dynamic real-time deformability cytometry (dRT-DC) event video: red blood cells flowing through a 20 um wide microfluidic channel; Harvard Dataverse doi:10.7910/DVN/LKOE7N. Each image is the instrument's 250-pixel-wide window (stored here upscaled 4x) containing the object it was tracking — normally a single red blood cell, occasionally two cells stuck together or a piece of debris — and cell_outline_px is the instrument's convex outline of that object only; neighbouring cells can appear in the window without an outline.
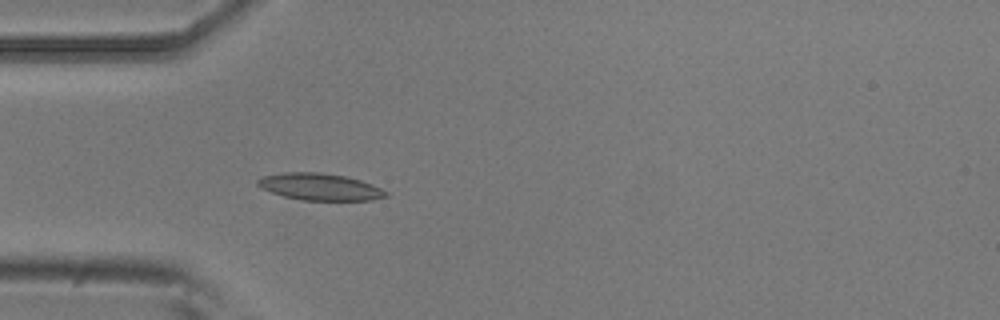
{"species": "common noctule bat (a hibernating species)", "species_latin": "Nyctalus noctula", "temperature_condition": "room temperature", "stored_images_in_passage": 5, "camera_frame_rate_fps": 3000, "um_per_image_px": 0.085, "animal": {"sex": "male", "body_mass_g": 20.5, "forearm_length_mm": 52.5}, "frame": {"image": 1, "passage_image": 5, "time_ms": 1.333, "image_size_px": [1000, 320], "cell_outline_px": [[388, 196], [372, 200], [300, 200], [284, 196], [260, 188], [256, 184], [256, 180], [264, 176], [284, 172], [320, 172], [344, 176], [360, 180], [372, 184], [388, 192]], "centroid_in_image_um": [27.18, 15.88], "position_along_channel_um": 57.8, "area_um2": 20.06}}